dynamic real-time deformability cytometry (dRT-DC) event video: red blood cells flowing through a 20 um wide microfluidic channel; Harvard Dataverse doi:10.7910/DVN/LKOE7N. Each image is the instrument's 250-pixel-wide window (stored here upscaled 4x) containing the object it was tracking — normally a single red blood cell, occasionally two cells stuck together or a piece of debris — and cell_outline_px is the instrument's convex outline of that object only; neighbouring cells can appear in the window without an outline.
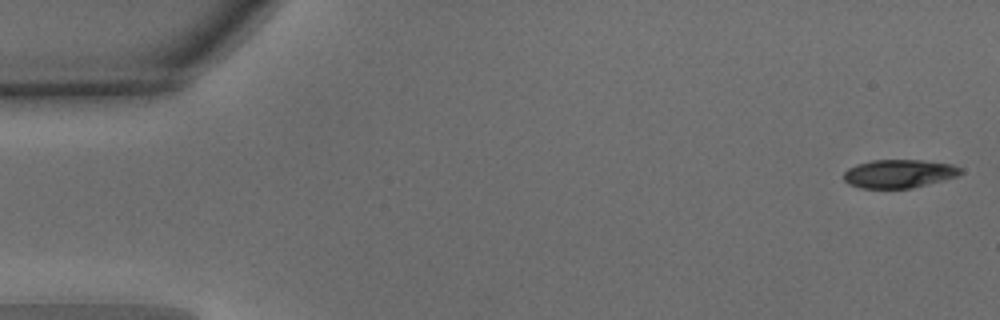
{"species": "common noctule bat (a hibernating species)", "species_latin": "Nyctalus noctula", "temperature_condition": "warm", "stored_images_in_passage": 50, "camera_frame_rate_fps": 3000, "um_per_image_px": 0.085, "animal": {"sex": "male", "body_mass_g": 15.6}, "frame": {"image": 1, "passage_image": 1, "time_ms": 0.0, "image_size_px": [1000, 320], "cell_outline_px": [[964, 172], [956, 176], [912, 188], [860, 188], [848, 184], [844, 180], [844, 172], [848, 168], [856, 164], [872, 160], [920, 160], [952, 164], [960, 168]], "centroid_in_image_um": [76.38, 14.76], "position_along_channel_um": 8.6, "area_um2": 19.25}}
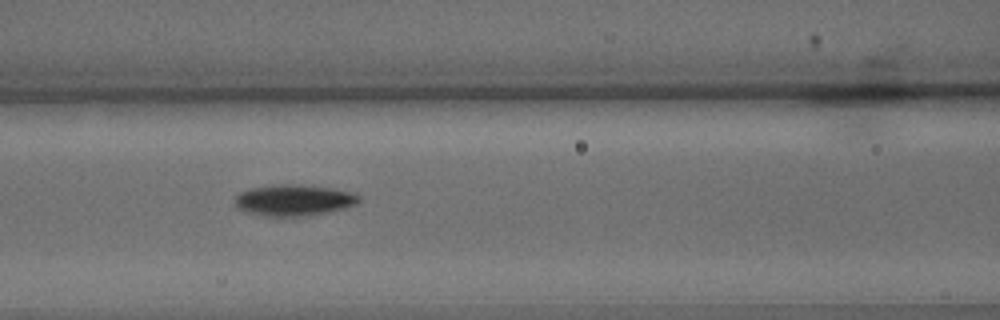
{"frame": {"image": 2, "passage_image": 21, "time_ms": 6.667, "image_size_px": [1000, 320], "cell_outline_px": [[360, 200], [356, 204], [328, 212], [304, 216], [272, 216], [252, 212], [240, 208], [236, 204], [236, 196], [240, 192], [252, 188], [280, 184], [292, 184], [332, 188], [348, 192], [360, 196]], "centroid_in_image_um": [25.01, 17.0], "position_along_channel_um": 141.6, "area_um2": 21.85}}
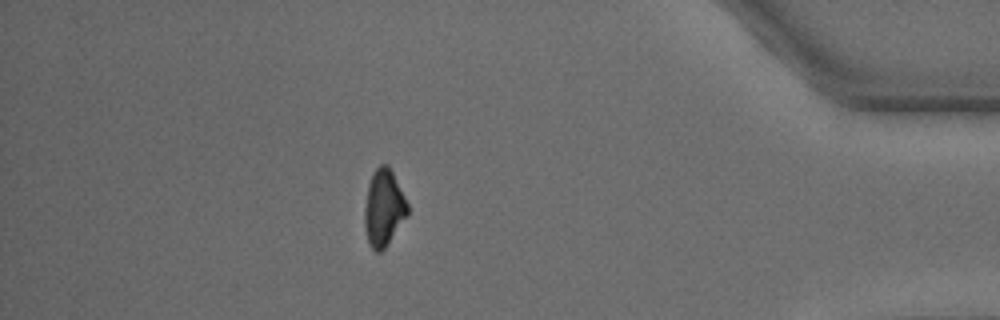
{"frame": {"image": 3, "passage_image": 44, "time_ms": 14.333, "image_size_px": [1000, 320], "cell_outline_px": [[408, 212], [384, 248], [380, 252], [376, 252], [368, 244], [364, 228], [364, 208], [368, 184], [372, 172], [380, 164], [388, 164], [408, 204]], "centroid_in_image_um": [32.57, 17.65], "position_along_channel_um": 402.6, "area_um2": 18.96}, "authors_computed_cell_mechanics": {"area_um2": 20.1144, "velocity_mm_per_s": 3.974, "shape_relaxation_time_tau1_ms": 2.1976, "shape_relaxation_time_tau2_ms": null, "deformation_change_tau1": 0.1495, "deformation_change_tau2": null}}